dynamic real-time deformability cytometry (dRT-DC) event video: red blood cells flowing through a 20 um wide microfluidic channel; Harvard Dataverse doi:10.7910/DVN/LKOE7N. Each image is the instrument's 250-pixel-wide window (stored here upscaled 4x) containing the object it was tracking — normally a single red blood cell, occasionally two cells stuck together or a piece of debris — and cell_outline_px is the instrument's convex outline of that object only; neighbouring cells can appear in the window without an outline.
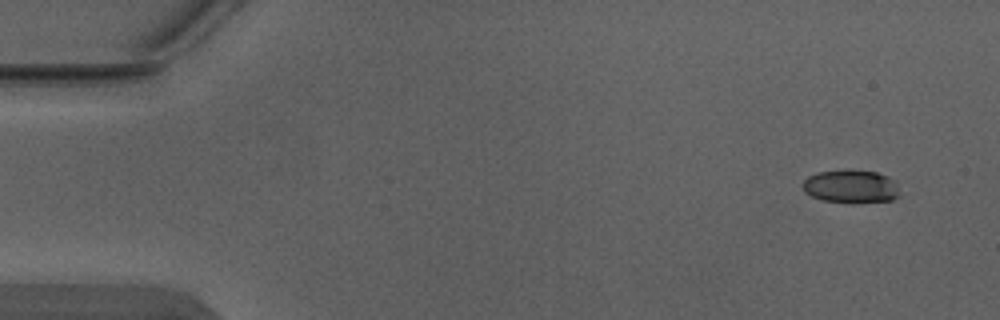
{"species": "Egyptian fruit bat (a non-hibernating species)", "species_latin": "Rousettus aegyptiacus", "temperature_condition": "warm", "stored_images_in_passage": 4, "camera_frame_rate_fps": 3000, "um_per_image_px": 0.085, "animal": {"sex": "male"}, "frame": {"image": 1, "passage_image": 1, "time_ms": 0.0, "image_size_px": [1000, 320], "cell_outline_px": [[900, 196], [892, 200], [824, 200], [812, 196], [804, 192], [804, 180], [808, 176], [816, 172], [876, 172], [888, 176], [892, 180]], "centroid_in_image_um": [72.3, 15.83], "position_along_channel_um": 12.7, "area_um2": 17.22}}
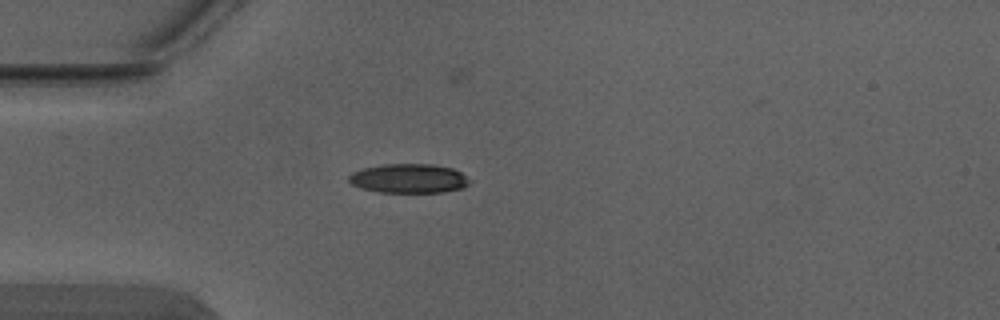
{"frame": {"image": 2, "passage_image": 3, "time_ms": 0.667, "image_size_px": [1000, 320], "cell_outline_px": [[468, 184], [464, 188], [444, 192], [380, 192], [360, 188], [352, 184], [348, 180], [348, 176], [352, 172], [364, 168], [384, 164], [432, 164], [452, 168], [460, 172], [468, 180]], "centroid_in_image_um": [34.72, 15.17], "position_along_channel_um": 50.3, "area_um2": 20.46}}